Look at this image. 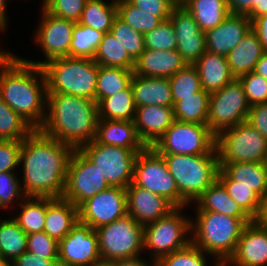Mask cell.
Masks as SVG:
<instances>
[{"label":"cell","instance_id":"obj_17","mask_svg":"<svg viewBox=\"0 0 267 266\" xmlns=\"http://www.w3.org/2000/svg\"><path fill=\"white\" fill-rule=\"evenodd\" d=\"M43 19L36 33V42L39 43L46 59L41 61H30L28 63L43 66L46 62L56 59L70 57V44L73 37V28L76 22L53 16L43 8Z\"/></svg>","mask_w":267,"mask_h":266},{"label":"cell","instance_id":"obj_8","mask_svg":"<svg viewBox=\"0 0 267 266\" xmlns=\"http://www.w3.org/2000/svg\"><path fill=\"white\" fill-rule=\"evenodd\" d=\"M95 230L101 260L135 258L144 249V227L129 214Z\"/></svg>","mask_w":267,"mask_h":266},{"label":"cell","instance_id":"obj_21","mask_svg":"<svg viewBox=\"0 0 267 266\" xmlns=\"http://www.w3.org/2000/svg\"><path fill=\"white\" fill-rule=\"evenodd\" d=\"M251 29L246 14H229L218 26L205 32L206 51L227 56Z\"/></svg>","mask_w":267,"mask_h":266},{"label":"cell","instance_id":"obj_14","mask_svg":"<svg viewBox=\"0 0 267 266\" xmlns=\"http://www.w3.org/2000/svg\"><path fill=\"white\" fill-rule=\"evenodd\" d=\"M109 187L97 167L79 149H75L68 164L62 198L79 207L84 201Z\"/></svg>","mask_w":267,"mask_h":266},{"label":"cell","instance_id":"obj_26","mask_svg":"<svg viewBox=\"0 0 267 266\" xmlns=\"http://www.w3.org/2000/svg\"><path fill=\"white\" fill-rule=\"evenodd\" d=\"M131 86L136 107L148 105L173 107L169 78L144 77L134 74Z\"/></svg>","mask_w":267,"mask_h":266},{"label":"cell","instance_id":"obj_25","mask_svg":"<svg viewBox=\"0 0 267 266\" xmlns=\"http://www.w3.org/2000/svg\"><path fill=\"white\" fill-rule=\"evenodd\" d=\"M95 140L99 144L127 149H145L134 121L98 119Z\"/></svg>","mask_w":267,"mask_h":266},{"label":"cell","instance_id":"obj_54","mask_svg":"<svg viewBox=\"0 0 267 266\" xmlns=\"http://www.w3.org/2000/svg\"><path fill=\"white\" fill-rule=\"evenodd\" d=\"M10 266H59L58 258H43L28 251L15 258Z\"/></svg>","mask_w":267,"mask_h":266},{"label":"cell","instance_id":"obj_16","mask_svg":"<svg viewBox=\"0 0 267 266\" xmlns=\"http://www.w3.org/2000/svg\"><path fill=\"white\" fill-rule=\"evenodd\" d=\"M79 221L97 229L127 215L126 188L110 186L78 207Z\"/></svg>","mask_w":267,"mask_h":266},{"label":"cell","instance_id":"obj_37","mask_svg":"<svg viewBox=\"0 0 267 266\" xmlns=\"http://www.w3.org/2000/svg\"><path fill=\"white\" fill-rule=\"evenodd\" d=\"M27 251V234L14 220L0 222V255L10 263Z\"/></svg>","mask_w":267,"mask_h":266},{"label":"cell","instance_id":"obj_19","mask_svg":"<svg viewBox=\"0 0 267 266\" xmlns=\"http://www.w3.org/2000/svg\"><path fill=\"white\" fill-rule=\"evenodd\" d=\"M235 266H267V228L257 226L253 221L247 224L237 242L234 254L226 263Z\"/></svg>","mask_w":267,"mask_h":266},{"label":"cell","instance_id":"obj_33","mask_svg":"<svg viewBox=\"0 0 267 266\" xmlns=\"http://www.w3.org/2000/svg\"><path fill=\"white\" fill-rule=\"evenodd\" d=\"M97 65L134 70L135 61L129 56L122 43L111 33H104L93 59Z\"/></svg>","mask_w":267,"mask_h":266},{"label":"cell","instance_id":"obj_28","mask_svg":"<svg viewBox=\"0 0 267 266\" xmlns=\"http://www.w3.org/2000/svg\"><path fill=\"white\" fill-rule=\"evenodd\" d=\"M266 52L256 33L250 29L237 46L226 56L235 78L254 71L256 63Z\"/></svg>","mask_w":267,"mask_h":266},{"label":"cell","instance_id":"obj_47","mask_svg":"<svg viewBox=\"0 0 267 266\" xmlns=\"http://www.w3.org/2000/svg\"><path fill=\"white\" fill-rule=\"evenodd\" d=\"M242 84L249 106L267 102V79L255 73H247L237 78Z\"/></svg>","mask_w":267,"mask_h":266},{"label":"cell","instance_id":"obj_7","mask_svg":"<svg viewBox=\"0 0 267 266\" xmlns=\"http://www.w3.org/2000/svg\"><path fill=\"white\" fill-rule=\"evenodd\" d=\"M219 164L266 162L267 139L248 122L227 128L216 135Z\"/></svg>","mask_w":267,"mask_h":266},{"label":"cell","instance_id":"obj_53","mask_svg":"<svg viewBox=\"0 0 267 266\" xmlns=\"http://www.w3.org/2000/svg\"><path fill=\"white\" fill-rule=\"evenodd\" d=\"M246 122L267 139V102L251 106Z\"/></svg>","mask_w":267,"mask_h":266},{"label":"cell","instance_id":"obj_11","mask_svg":"<svg viewBox=\"0 0 267 266\" xmlns=\"http://www.w3.org/2000/svg\"><path fill=\"white\" fill-rule=\"evenodd\" d=\"M132 184L160 195L174 207H179V191L167 164L153 147H146L137 155Z\"/></svg>","mask_w":267,"mask_h":266},{"label":"cell","instance_id":"obj_51","mask_svg":"<svg viewBox=\"0 0 267 266\" xmlns=\"http://www.w3.org/2000/svg\"><path fill=\"white\" fill-rule=\"evenodd\" d=\"M22 141L0 140V173L12 172L20 165Z\"/></svg>","mask_w":267,"mask_h":266},{"label":"cell","instance_id":"obj_63","mask_svg":"<svg viewBox=\"0 0 267 266\" xmlns=\"http://www.w3.org/2000/svg\"><path fill=\"white\" fill-rule=\"evenodd\" d=\"M192 0H173V4L175 7H185L190 3Z\"/></svg>","mask_w":267,"mask_h":266},{"label":"cell","instance_id":"obj_6","mask_svg":"<svg viewBox=\"0 0 267 266\" xmlns=\"http://www.w3.org/2000/svg\"><path fill=\"white\" fill-rule=\"evenodd\" d=\"M47 93L84 97L96 101L98 65L92 59L64 57L43 66Z\"/></svg>","mask_w":267,"mask_h":266},{"label":"cell","instance_id":"obj_50","mask_svg":"<svg viewBox=\"0 0 267 266\" xmlns=\"http://www.w3.org/2000/svg\"><path fill=\"white\" fill-rule=\"evenodd\" d=\"M16 178L13 172L0 173V209L9 207V203H12L15 198H26L22 186Z\"/></svg>","mask_w":267,"mask_h":266},{"label":"cell","instance_id":"obj_18","mask_svg":"<svg viewBox=\"0 0 267 266\" xmlns=\"http://www.w3.org/2000/svg\"><path fill=\"white\" fill-rule=\"evenodd\" d=\"M169 20L177 36L176 50L188 65H194L206 51L205 32L185 7H175Z\"/></svg>","mask_w":267,"mask_h":266},{"label":"cell","instance_id":"obj_4","mask_svg":"<svg viewBox=\"0 0 267 266\" xmlns=\"http://www.w3.org/2000/svg\"><path fill=\"white\" fill-rule=\"evenodd\" d=\"M196 223H191L192 243L204 252L226 263L234 254L244 227L251 218H235L214 211H197ZM195 224V225H194ZM195 229V230H194Z\"/></svg>","mask_w":267,"mask_h":266},{"label":"cell","instance_id":"obj_59","mask_svg":"<svg viewBox=\"0 0 267 266\" xmlns=\"http://www.w3.org/2000/svg\"><path fill=\"white\" fill-rule=\"evenodd\" d=\"M117 266H156V261L153 260V263L148 265L143 259L140 257L129 258V259H118Z\"/></svg>","mask_w":267,"mask_h":266},{"label":"cell","instance_id":"obj_15","mask_svg":"<svg viewBox=\"0 0 267 266\" xmlns=\"http://www.w3.org/2000/svg\"><path fill=\"white\" fill-rule=\"evenodd\" d=\"M100 260L96 230L80 221L58 244L59 266H93Z\"/></svg>","mask_w":267,"mask_h":266},{"label":"cell","instance_id":"obj_2","mask_svg":"<svg viewBox=\"0 0 267 266\" xmlns=\"http://www.w3.org/2000/svg\"><path fill=\"white\" fill-rule=\"evenodd\" d=\"M0 68V96L34 130H40L46 119L44 108L47 104L43 67L0 51Z\"/></svg>","mask_w":267,"mask_h":266},{"label":"cell","instance_id":"obj_64","mask_svg":"<svg viewBox=\"0 0 267 266\" xmlns=\"http://www.w3.org/2000/svg\"><path fill=\"white\" fill-rule=\"evenodd\" d=\"M0 266H10V262L4 257L0 256Z\"/></svg>","mask_w":267,"mask_h":266},{"label":"cell","instance_id":"obj_22","mask_svg":"<svg viewBox=\"0 0 267 266\" xmlns=\"http://www.w3.org/2000/svg\"><path fill=\"white\" fill-rule=\"evenodd\" d=\"M173 107H136L134 119L139 138L147 147H152L174 122Z\"/></svg>","mask_w":267,"mask_h":266},{"label":"cell","instance_id":"obj_43","mask_svg":"<svg viewBox=\"0 0 267 266\" xmlns=\"http://www.w3.org/2000/svg\"><path fill=\"white\" fill-rule=\"evenodd\" d=\"M173 106L182 100V97L193 95L202 89L201 81L197 68L194 65H186L176 74L169 77Z\"/></svg>","mask_w":267,"mask_h":266},{"label":"cell","instance_id":"obj_38","mask_svg":"<svg viewBox=\"0 0 267 266\" xmlns=\"http://www.w3.org/2000/svg\"><path fill=\"white\" fill-rule=\"evenodd\" d=\"M103 36L102 31L75 23L70 44V57L93 60Z\"/></svg>","mask_w":267,"mask_h":266},{"label":"cell","instance_id":"obj_30","mask_svg":"<svg viewBox=\"0 0 267 266\" xmlns=\"http://www.w3.org/2000/svg\"><path fill=\"white\" fill-rule=\"evenodd\" d=\"M197 211H214L235 218H250L216 180L195 201Z\"/></svg>","mask_w":267,"mask_h":266},{"label":"cell","instance_id":"obj_3","mask_svg":"<svg viewBox=\"0 0 267 266\" xmlns=\"http://www.w3.org/2000/svg\"><path fill=\"white\" fill-rule=\"evenodd\" d=\"M46 119L40 128L46 136L74 149L91 143L96 136L97 103L84 97L47 93Z\"/></svg>","mask_w":267,"mask_h":266},{"label":"cell","instance_id":"obj_32","mask_svg":"<svg viewBox=\"0 0 267 266\" xmlns=\"http://www.w3.org/2000/svg\"><path fill=\"white\" fill-rule=\"evenodd\" d=\"M185 8L203 32L218 26L230 14L227 0H192Z\"/></svg>","mask_w":267,"mask_h":266},{"label":"cell","instance_id":"obj_27","mask_svg":"<svg viewBox=\"0 0 267 266\" xmlns=\"http://www.w3.org/2000/svg\"><path fill=\"white\" fill-rule=\"evenodd\" d=\"M194 66L197 68L202 89L209 94L219 91L235 79L224 55L205 51Z\"/></svg>","mask_w":267,"mask_h":266},{"label":"cell","instance_id":"obj_1","mask_svg":"<svg viewBox=\"0 0 267 266\" xmlns=\"http://www.w3.org/2000/svg\"><path fill=\"white\" fill-rule=\"evenodd\" d=\"M75 149L33 130L23 141V192L26 197L61 198L65 189L68 164Z\"/></svg>","mask_w":267,"mask_h":266},{"label":"cell","instance_id":"obj_10","mask_svg":"<svg viewBox=\"0 0 267 266\" xmlns=\"http://www.w3.org/2000/svg\"><path fill=\"white\" fill-rule=\"evenodd\" d=\"M216 135L207 124L174 120L152 146L159 154L202 155L215 149Z\"/></svg>","mask_w":267,"mask_h":266},{"label":"cell","instance_id":"obj_36","mask_svg":"<svg viewBox=\"0 0 267 266\" xmlns=\"http://www.w3.org/2000/svg\"><path fill=\"white\" fill-rule=\"evenodd\" d=\"M134 70L98 65L96 103L127 89L132 82Z\"/></svg>","mask_w":267,"mask_h":266},{"label":"cell","instance_id":"obj_55","mask_svg":"<svg viewBox=\"0 0 267 266\" xmlns=\"http://www.w3.org/2000/svg\"><path fill=\"white\" fill-rule=\"evenodd\" d=\"M251 29L256 33L259 41L267 51V15L252 20Z\"/></svg>","mask_w":267,"mask_h":266},{"label":"cell","instance_id":"obj_23","mask_svg":"<svg viewBox=\"0 0 267 266\" xmlns=\"http://www.w3.org/2000/svg\"><path fill=\"white\" fill-rule=\"evenodd\" d=\"M186 65L187 63L177 50L145 49L135 61L134 74L144 77L169 78Z\"/></svg>","mask_w":267,"mask_h":266},{"label":"cell","instance_id":"obj_40","mask_svg":"<svg viewBox=\"0 0 267 266\" xmlns=\"http://www.w3.org/2000/svg\"><path fill=\"white\" fill-rule=\"evenodd\" d=\"M33 130L0 96V140L23 141Z\"/></svg>","mask_w":267,"mask_h":266},{"label":"cell","instance_id":"obj_9","mask_svg":"<svg viewBox=\"0 0 267 266\" xmlns=\"http://www.w3.org/2000/svg\"><path fill=\"white\" fill-rule=\"evenodd\" d=\"M79 150L97 167L110 186L127 188L132 183L137 155L144 149L99 144L94 139Z\"/></svg>","mask_w":267,"mask_h":266},{"label":"cell","instance_id":"obj_29","mask_svg":"<svg viewBox=\"0 0 267 266\" xmlns=\"http://www.w3.org/2000/svg\"><path fill=\"white\" fill-rule=\"evenodd\" d=\"M219 166L220 170L234 181V185L249 187L260 197L267 194L266 162H239Z\"/></svg>","mask_w":267,"mask_h":266},{"label":"cell","instance_id":"obj_41","mask_svg":"<svg viewBox=\"0 0 267 266\" xmlns=\"http://www.w3.org/2000/svg\"><path fill=\"white\" fill-rule=\"evenodd\" d=\"M117 16L143 35L162 22L159 17L133 6L129 1L117 2Z\"/></svg>","mask_w":267,"mask_h":266},{"label":"cell","instance_id":"obj_44","mask_svg":"<svg viewBox=\"0 0 267 266\" xmlns=\"http://www.w3.org/2000/svg\"><path fill=\"white\" fill-rule=\"evenodd\" d=\"M111 33L122 43L129 56L136 61L145 50L144 35L131 28L118 16L114 19Z\"/></svg>","mask_w":267,"mask_h":266},{"label":"cell","instance_id":"obj_20","mask_svg":"<svg viewBox=\"0 0 267 266\" xmlns=\"http://www.w3.org/2000/svg\"><path fill=\"white\" fill-rule=\"evenodd\" d=\"M127 214L143 227L166 216L175 207L164 197L133 185L126 188Z\"/></svg>","mask_w":267,"mask_h":266},{"label":"cell","instance_id":"obj_31","mask_svg":"<svg viewBox=\"0 0 267 266\" xmlns=\"http://www.w3.org/2000/svg\"><path fill=\"white\" fill-rule=\"evenodd\" d=\"M97 110L98 119L134 121L136 105L132 86L101 99L97 103Z\"/></svg>","mask_w":267,"mask_h":266},{"label":"cell","instance_id":"obj_45","mask_svg":"<svg viewBox=\"0 0 267 266\" xmlns=\"http://www.w3.org/2000/svg\"><path fill=\"white\" fill-rule=\"evenodd\" d=\"M144 46L149 50H176L177 36L170 20L162 21L159 26L144 34Z\"/></svg>","mask_w":267,"mask_h":266},{"label":"cell","instance_id":"obj_5","mask_svg":"<svg viewBox=\"0 0 267 266\" xmlns=\"http://www.w3.org/2000/svg\"><path fill=\"white\" fill-rule=\"evenodd\" d=\"M179 191V207L196 200L218 176L220 170L216 148L209 154H160Z\"/></svg>","mask_w":267,"mask_h":266},{"label":"cell","instance_id":"obj_13","mask_svg":"<svg viewBox=\"0 0 267 266\" xmlns=\"http://www.w3.org/2000/svg\"><path fill=\"white\" fill-rule=\"evenodd\" d=\"M249 109L242 84L235 78L219 91L210 94L207 125L217 135L227 128L246 122Z\"/></svg>","mask_w":267,"mask_h":266},{"label":"cell","instance_id":"obj_34","mask_svg":"<svg viewBox=\"0 0 267 266\" xmlns=\"http://www.w3.org/2000/svg\"><path fill=\"white\" fill-rule=\"evenodd\" d=\"M210 94L201 89L191 96L182 97L173 106L174 119L181 122L207 124Z\"/></svg>","mask_w":267,"mask_h":266},{"label":"cell","instance_id":"obj_62","mask_svg":"<svg viewBox=\"0 0 267 266\" xmlns=\"http://www.w3.org/2000/svg\"><path fill=\"white\" fill-rule=\"evenodd\" d=\"M93 266H117V260L115 261L100 260L97 263H95Z\"/></svg>","mask_w":267,"mask_h":266},{"label":"cell","instance_id":"obj_57","mask_svg":"<svg viewBox=\"0 0 267 266\" xmlns=\"http://www.w3.org/2000/svg\"><path fill=\"white\" fill-rule=\"evenodd\" d=\"M252 221L259 227L267 228V194L261 197L258 212Z\"/></svg>","mask_w":267,"mask_h":266},{"label":"cell","instance_id":"obj_39","mask_svg":"<svg viewBox=\"0 0 267 266\" xmlns=\"http://www.w3.org/2000/svg\"><path fill=\"white\" fill-rule=\"evenodd\" d=\"M27 199V200H26ZM21 204L19 216L13 218L28 235L44 230L46 197H26Z\"/></svg>","mask_w":267,"mask_h":266},{"label":"cell","instance_id":"obj_46","mask_svg":"<svg viewBox=\"0 0 267 266\" xmlns=\"http://www.w3.org/2000/svg\"><path fill=\"white\" fill-rule=\"evenodd\" d=\"M205 253L192 242L169 255L163 256L156 261V266H207Z\"/></svg>","mask_w":267,"mask_h":266},{"label":"cell","instance_id":"obj_48","mask_svg":"<svg viewBox=\"0 0 267 266\" xmlns=\"http://www.w3.org/2000/svg\"><path fill=\"white\" fill-rule=\"evenodd\" d=\"M86 0H43V8L53 16L78 22Z\"/></svg>","mask_w":267,"mask_h":266},{"label":"cell","instance_id":"obj_60","mask_svg":"<svg viewBox=\"0 0 267 266\" xmlns=\"http://www.w3.org/2000/svg\"><path fill=\"white\" fill-rule=\"evenodd\" d=\"M254 72L267 79V51L261 56L260 60L256 63Z\"/></svg>","mask_w":267,"mask_h":266},{"label":"cell","instance_id":"obj_56","mask_svg":"<svg viewBox=\"0 0 267 266\" xmlns=\"http://www.w3.org/2000/svg\"><path fill=\"white\" fill-rule=\"evenodd\" d=\"M230 14H247L258 0H227Z\"/></svg>","mask_w":267,"mask_h":266},{"label":"cell","instance_id":"obj_52","mask_svg":"<svg viewBox=\"0 0 267 266\" xmlns=\"http://www.w3.org/2000/svg\"><path fill=\"white\" fill-rule=\"evenodd\" d=\"M117 2L129 1L152 15L159 17L162 21L169 20L175 5L173 0H116Z\"/></svg>","mask_w":267,"mask_h":266},{"label":"cell","instance_id":"obj_61","mask_svg":"<svg viewBox=\"0 0 267 266\" xmlns=\"http://www.w3.org/2000/svg\"><path fill=\"white\" fill-rule=\"evenodd\" d=\"M7 0H0V30H4L7 24V19H6V12H5V7H6V2ZM6 3V4H5Z\"/></svg>","mask_w":267,"mask_h":266},{"label":"cell","instance_id":"obj_49","mask_svg":"<svg viewBox=\"0 0 267 266\" xmlns=\"http://www.w3.org/2000/svg\"><path fill=\"white\" fill-rule=\"evenodd\" d=\"M58 244L44 231L27 235V251L43 258H58Z\"/></svg>","mask_w":267,"mask_h":266},{"label":"cell","instance_id":"obj_12","mask_svg":"<svg viewBox=\"0 0 267 266\" xmlns=\"http://www.w3.org/2000/svg\"><path fill=\"white\" fill-rule=\"evenodd\" d=\"M180 210V207H175L166 216L144 226V249L154 251L155 261L192 242L191 238H184L192 230V221L183 217Z\"/></svg>","mask_w":267,"mask_h":266},{"label":"cell","instance_id":"obj_24","mask_svg":"<svg viewBox=\"0 0 267 266\" xmlns=\"http://www.w3.org/2000/svg\"><path fill=\"white\" fill-rule=\"evenodd\" d=\"M79 221L78 207L64 198L46 197L44 232L58 243Z\"/></svg>","mask_w":267,"mask_h":266},{"label":"cell","instance_id":"obj_58","mask_svg":"<svg viewBox=\"0 0 267 266\" xmlns=\"http://www.w3.org/2000/svg\"><path fill=\"white\" fill-rule=\"evenodd\" d=\"M246 15L251 21L257 17L267 15V0H258V4H256Z\"/></svg>","mask_w":267,"mask_h":266},{"label":"cell","instance_id":"obj_35","mask_svg":"<svg viewBox=\"0 0 267 266\" xmlns=\"http://www.w3.org/2000/svg\"><path fill=\"white\" fill-rule=\"evenodd\" d=\"M117 17V1L110 4L103 0H86L84 10L78 23L89 26L103 33L111 32Z\"/></svg>","mask_w":267,"mask_h":266},{"label":"cell","instance_id":"obj_42","mask_svg":"<svg viewBox=\"0 0 267 266\" xmlns=\"http://www.w3.org/2000/svg\"><path fill=\"white\" fill-rule=\"evenodd\" d=\"M217 180L224 186L228 195L239 205V207L253 219L259 208L261 197L249 187L243 185H234L221 170L218 172Z\"/></svg>","mask_w":267,"mask_h":266}]
</instances>
